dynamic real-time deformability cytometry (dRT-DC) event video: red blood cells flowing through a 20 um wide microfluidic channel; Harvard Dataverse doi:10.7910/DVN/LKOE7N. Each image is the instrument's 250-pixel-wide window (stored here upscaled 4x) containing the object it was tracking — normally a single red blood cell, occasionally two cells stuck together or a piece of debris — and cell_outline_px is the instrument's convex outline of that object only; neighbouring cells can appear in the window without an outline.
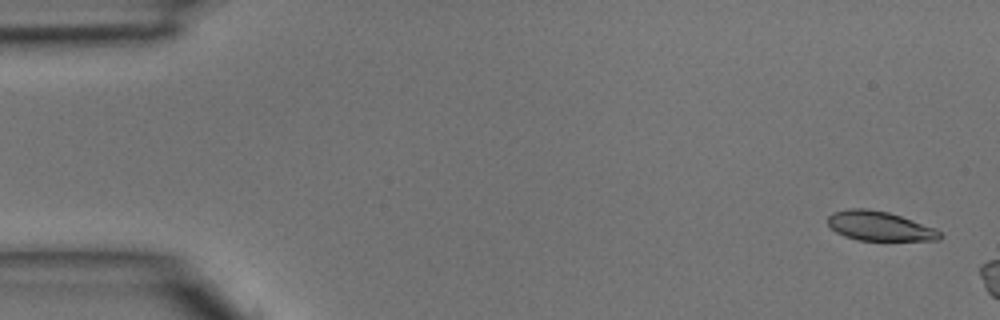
{"species": "common noctule bat (a hibernating species)", "species_latin": "Nyctalus noctula", "temperature_condition": "room temperature", "stored_images_in_passage": 5, "camera_frame_rate_fps": 3000, "um_per_image_px": 0.085, "animal": {"sex": "male", "body_mass_g": 15.6}, "frame": {"image": 1, "passage_image": 1, "time_ms": 0.0, "image_size_px": [1000, 320], "cell_outline_px": [[944, 236], [940, 240], [860, 240], [844, 236], [836, 232], [828, 224], [828, 216], [832, 212], [848, 208], [868, 208], [888, 212], [936, 228]], "centroid_in_image_um": [74.76, 19.21], "position_along_channel_um": 10.2, "area_um2": 19.25}}